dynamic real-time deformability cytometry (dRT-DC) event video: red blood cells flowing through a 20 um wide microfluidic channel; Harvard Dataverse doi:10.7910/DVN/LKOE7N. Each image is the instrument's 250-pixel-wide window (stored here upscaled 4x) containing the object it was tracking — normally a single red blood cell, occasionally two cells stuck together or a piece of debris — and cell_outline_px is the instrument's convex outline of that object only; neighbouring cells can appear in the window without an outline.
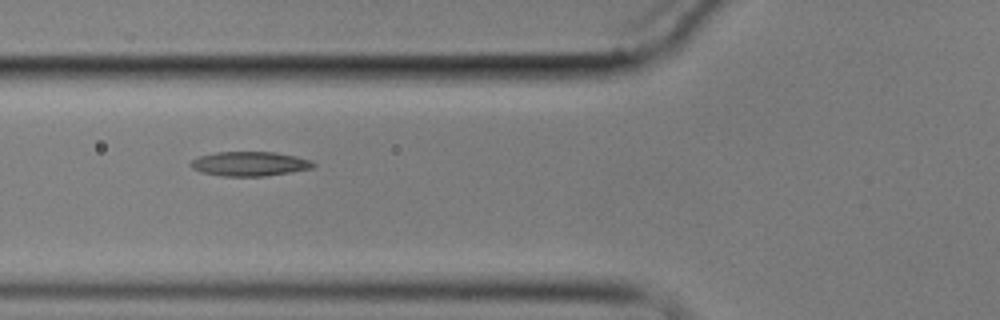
{"species": "common noctule bat (a hibernating species)", "species_latin": "Nyctalus noctula", "temperature_condition": "cold", "stored_images_in_passage": 4, "camera_frame_rate_fps": 3000, "um_per_image_px": 0.085, "animal": {"sex": "male", "body_mass_g": 17.9}, "frame": {"image": 1, "passage_image": 3, "time_ms": 3.667, "image_size_px": [1000, 320], "cell_outline_px": [[316, 164], [312, 168], [264, 176], [220, 176], [200, 172], [192, 168], [188, 164], [192, 160], [200, 156], [216, 152], [276, 152], [296, 156], [312, 160]], "centroid_in_image_um": [21.2, 13.92], "position_along_channel_um": 104.6, "area_um2": 17.46}}
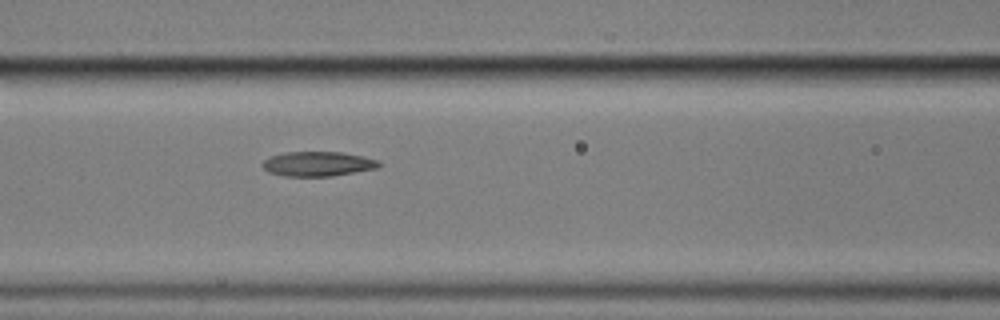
{"frame": {"image": 2, "passage_image": 4, "time_ms": 4.667, "image_size_px": [1000, 320], "cell_outline_px": [[380, 164], [376, 168], [332, 176], [284, 176], [268, 172], [260, 164], [264, 160], [272, 156], [284, 152], [340, 152], [364, 156], [376, 160]], "centroid_in_image_um": [26.97, 13.93], "position_along_channel_um": 139.6, "area_um2": 16.59}}